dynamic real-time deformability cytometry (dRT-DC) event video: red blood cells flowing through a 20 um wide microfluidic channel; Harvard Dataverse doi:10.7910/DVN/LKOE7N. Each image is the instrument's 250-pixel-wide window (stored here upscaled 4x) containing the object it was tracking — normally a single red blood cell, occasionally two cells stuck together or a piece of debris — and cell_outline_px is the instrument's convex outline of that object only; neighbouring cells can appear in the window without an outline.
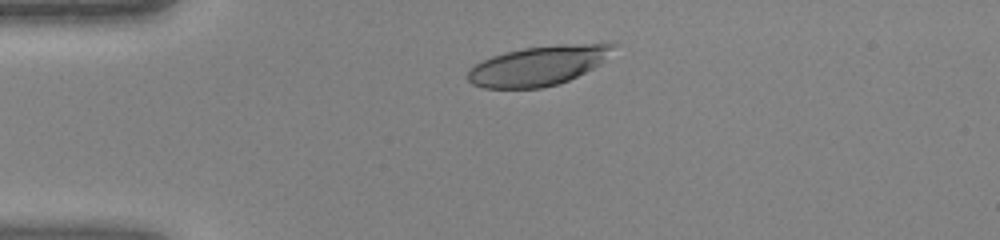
{"species": "human", "species_latin": "Homo sapiens", "temperature_condition": "warm", "stored_images_in_passage": 35, "camera_frame_rate_fps": 3000, "um_per_image_px": 0.085, "donor": {"sex": "female"}, "frame": {"image": 1, "passage_image": 1, "time_ms": 0.0, "image_size_px": [1000, 240], "cell_outline_px": [[620, 44], [600, 64], [568, 80], [556, 84], [540, 88], [484, 88], [472, 84], [468, 80], [468, 72], [476, 64], [492, 56], [504, 52], [524, 48], [556, 44]], "centroid_in_image_um": [45.75, 5.58], "position_along_channel_um": 39.2, "area_um2": 33.18}}
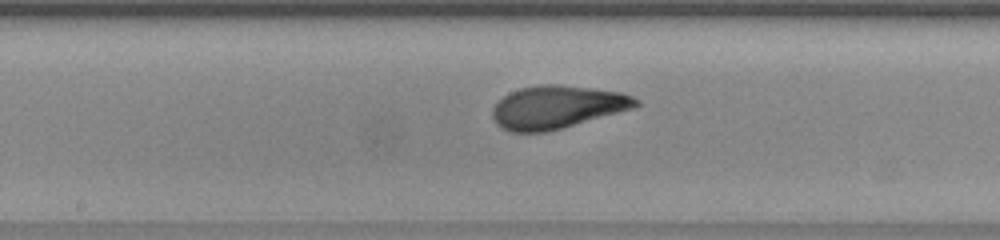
{"frame": {"image": 2, "passage_image": 14, "time_ms": 4.333, "image_size_px": [1000, 240], "cell_outline_px": [[640, 104], [636, 108], [548, 132], [508, 132], [496, 124], [492, 116], [492, 108], [508, 92], [520, 88], [544, 84], [552, 84], [592, 88], [624, 92], [640, 100]], "centroid_in_image_um": [47.38, 9.11], "position_along_channel_um": 200.8, "area_um2": 36.18}}
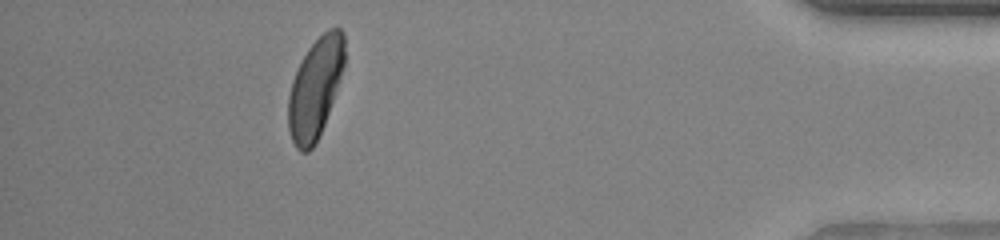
{"frame": {"image": 3, "passage_image": 31, "time_ms": 10.0, "image_size_px": [1000, 240], "cell_outline_px": [[344, 64], [324, 124], [312, 148], [308, 152], [300, 152], [296, 148], [292, 140], [288, 128], [288, 96], [292, 80], [308, 48], [328, 28], [340, 28], [344, 32]], "centroid_in_image_um": [26.77, 7.49], "position_along_channel_um": 408.4, "area_um2": 32.14}}